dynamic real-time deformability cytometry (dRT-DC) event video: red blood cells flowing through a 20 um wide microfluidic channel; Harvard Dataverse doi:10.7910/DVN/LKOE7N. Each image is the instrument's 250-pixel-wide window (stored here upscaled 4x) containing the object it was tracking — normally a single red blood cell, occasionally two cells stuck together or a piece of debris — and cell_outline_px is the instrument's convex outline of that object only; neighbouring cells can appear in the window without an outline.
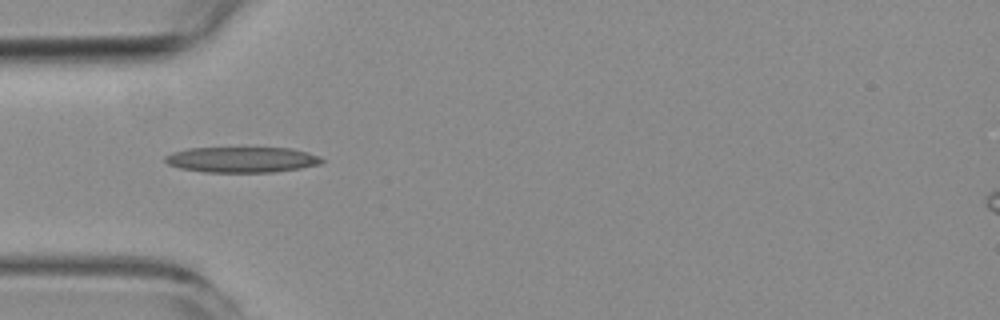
{"species": "common noctule bat (a hibernating species)", "species_latin": "Nyctalus noctula", "temperature_condition": "room temperature", "stored_images_in_passage": 6, "camera_frame_rate_fps": 3000, "um_per_image_px": 0.085, "animal": {"sex": "female", "body_mass_g": 19.3, "forearm_length_mm": 54.1}, "frame": {"image": 1, "passage_image": 4, "time_ms": 4.333, "image_size_px": [1000, 320], "cell_outline_px": [[324, 160], [320, 164], [300, 168], [272, 172], [204, 172], [180, 168], [168, 164], [164, 160], [164, 156], [172, 152], [188, 148], [288, 148], [308, 152], [320, 156]], "centroid_in_image_um": [20.54, 13.57], "position_along_channel_um": 64.5, "area_um2": 23.35}}
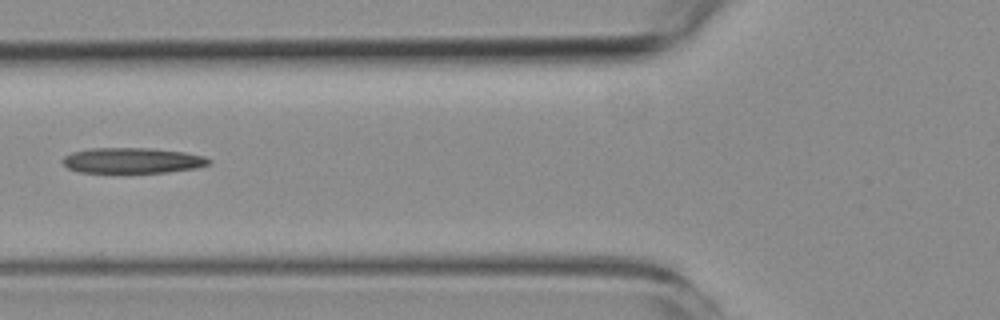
{"frame": {"image": 2, "passage_image": 5, "time_ms": 5.667, "image_size_px": [1000, 320], "cell_outline_px": [[212, 160], [208, 164], [196, 168], [168, 172], [120, 176], [80, 172], [68, 168], [60, 160], [64, 156], [72, 152], [92, 148], [148, 148], [184, 152], [204, 156]], "centroid_in_image_um": [11.19, 13.7], "position_along_channel_um": 114.6, "area_um2": 22.89}}
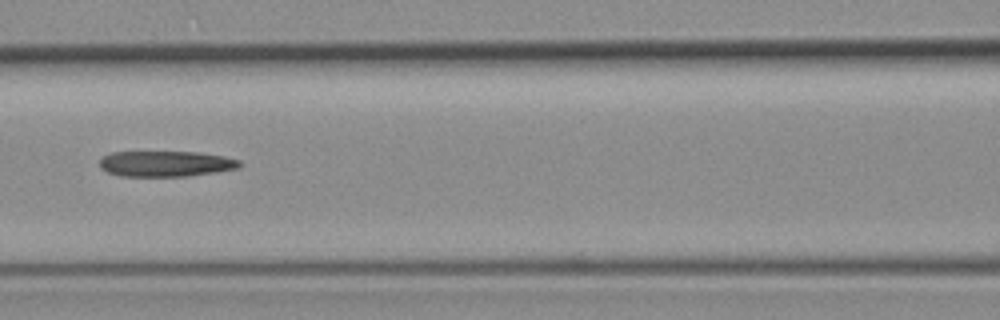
{"frame": {"image": 3, "passage_image": 6, "time_ms": 6.667, "image_size_px": [1000, 320], "cell_outline_px": [[244, 164], [240, 168], [216, 172], [188, 176], [120, 176], [108, 172], [100, 168], [100, 160], [104, 156], [112, 152], [196, 152], [224, 156], [240, 160]], "centroid_in_image_um": [14.14, 13.92], "position_along_channel_um": 152.5, "area_um2": 21.04}}